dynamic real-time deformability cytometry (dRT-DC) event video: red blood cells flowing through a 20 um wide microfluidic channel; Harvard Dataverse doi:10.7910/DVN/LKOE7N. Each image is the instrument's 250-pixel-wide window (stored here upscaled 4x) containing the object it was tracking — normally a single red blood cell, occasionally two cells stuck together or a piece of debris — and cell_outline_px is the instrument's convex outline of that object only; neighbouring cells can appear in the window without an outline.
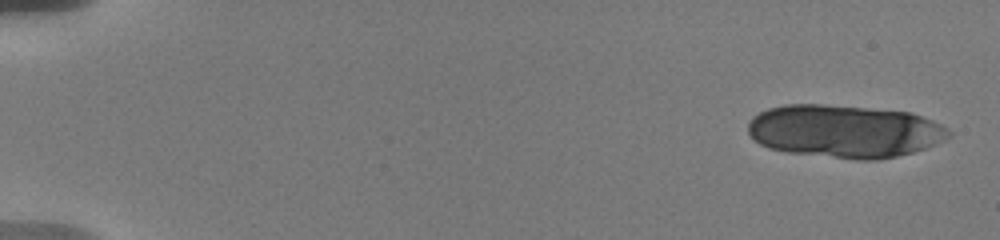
{"species": "human", "species_latin": "Homo sapiens", "temperature_condition": "warm", "stored_images_in_passage": 21, "camera_frame_rate_fps": 3000, "um_per_image_px": 0.085, "donor": {"sex": "male"}, "frame": {"image": 1, "passage_image": 1, "time_ms": 0.0, "image_size_px": [1000, 240], "cell_outline_px": [[952, 136], [944, 140], [924, 148], [912, 152], [896, 156], [876, 160], [856, 160], [788, 152], [768, 148], [752, 140], [748, 132], [748, 120], [752, 116], [768, 108], [784, 104], [824, 104], [912, 112], [932, 120], [948, 128], [952, 132]], "centroid_in_image_um": [71.76, 11.15], "position_along_channel_um": 13.2, "area_um2": 62.25}}